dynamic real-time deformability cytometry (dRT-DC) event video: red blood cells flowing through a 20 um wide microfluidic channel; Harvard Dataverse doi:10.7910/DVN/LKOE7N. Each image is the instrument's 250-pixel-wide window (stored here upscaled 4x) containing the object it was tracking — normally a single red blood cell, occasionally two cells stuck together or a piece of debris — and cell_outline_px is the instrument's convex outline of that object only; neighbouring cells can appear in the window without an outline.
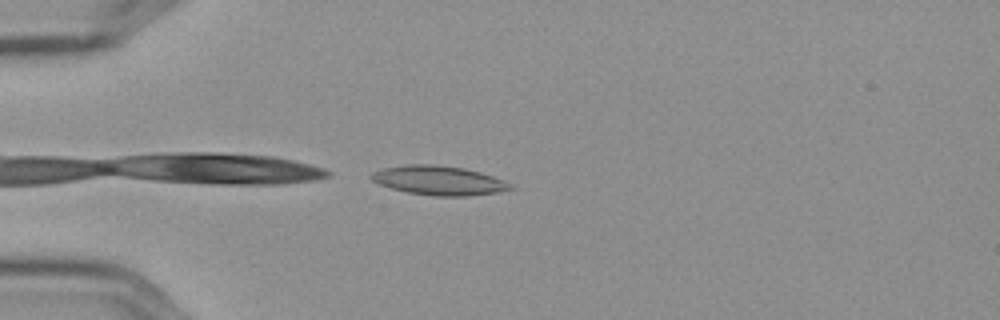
{"species": "Egyptian fruit bat (a non-hibernating species)", "species_latin": "Rousettus aegyptiacus", "temperature_condition": "cold", "stored_images_in_passage": 42, "camera_frame_rate_fps": 3000, "um_per_image_px": 0.085, "frame": {"image": 1, "passage_image": 1, "time_ms": 0.0, "image_size_px": [1000, 320], "cell_outline_px": [[516, 188], [496, 192], [468, 196], [436, 196], [408, 192], [392, 188], [380, 184], [372, 180], [368, 176], [372, 172], [384, 168], [408, 164], [432, 164], [464, 168], [480, 172], [504, 180]], "centroid_in_image_um": [37.3, 15.33], "position_along_channel_um": 47.7, "area_um2": 23.52}}
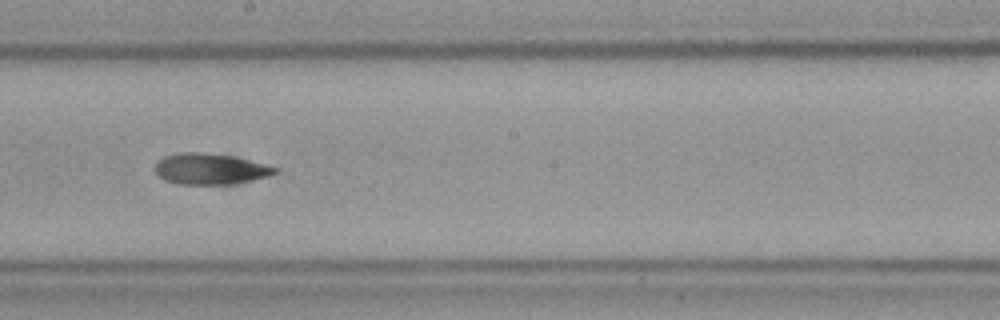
{"frame": {"image": 2, "passage_image": 18, "time_ms": 5.667, "image_size_px": [1000, 320], "cell_outline_px": [[276, 172], [268, 176], [232, 184], [176, 184], [164, 180], [156, 172], [156, 164], [164, 156], [184, 152], [196, 152], [228, 156], [264, 164], [276, 168]], "centroid_in_image_um": [17.81, 14.37], "position_along_channel_um": 230.4, "area_um2": 20.98}}
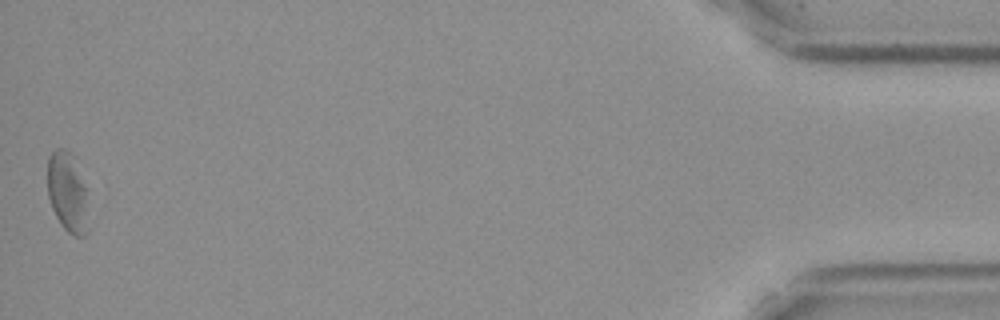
{"frame": {"image": 3, "passage_image": 42, "time_ms": 13.667, "image_size_px": [1000, 320], "cell_outline_px": [[92, 228], [88, 236], [72, 236], [60, 224], [52, 208], [48, 196], [48, 156], [56, 148], [64, 148], [68, 152], [88, 188]], "centroid_in_image_um": [5.83, 16.49], "position_along_channel_um": 429.4, "area_um2": 20.0}, "authors_computed_cell_mechanics": {"area_um2": 21.4727, "velocity_mm_per_s": 3.5704, "shape_relaxation_time_tau1_ms": 6.2877, "shape_relaxation_time_tau2_ms": 6.3157, "deformation_change_tau1": 0.1436, "deformation_change_tau2": 0.1265}}